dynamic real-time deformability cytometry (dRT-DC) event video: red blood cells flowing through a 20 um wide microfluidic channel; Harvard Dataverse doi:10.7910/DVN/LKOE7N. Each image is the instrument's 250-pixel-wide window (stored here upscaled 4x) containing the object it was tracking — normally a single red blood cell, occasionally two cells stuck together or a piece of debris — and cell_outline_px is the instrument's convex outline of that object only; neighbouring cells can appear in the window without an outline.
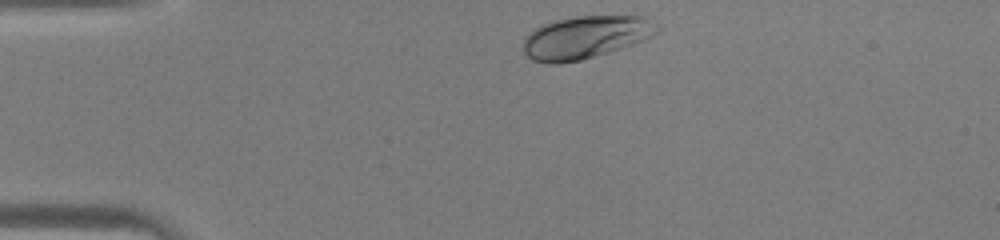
{"species": "human", "species_latin": "Homo sapiens", "temperature_condition": "warm", "stored_images_in_passage": 29, "camera_frame_rate_fps": 3000, "um_per_image_px": 0.085, "donor": {"sex": "male"}, "frame": {"image": 1, "passage_image": 1, "time_ms": 0.0, "image_size_px": [1000, 240], "cell_outline_px": [[660, 32], [644, 40], [608, 52], [580, 60], [560, 64], [548, 64], [532, 60], [524, 52], [524, 36], [532, 28], [540, 24], [552, 20], [576, 16], [644, 16], [660, 24]], "centroid_in_image_um": [49.76, 3.15], "position_along_channel_um": 35.2, "area_um2": 33.81}}
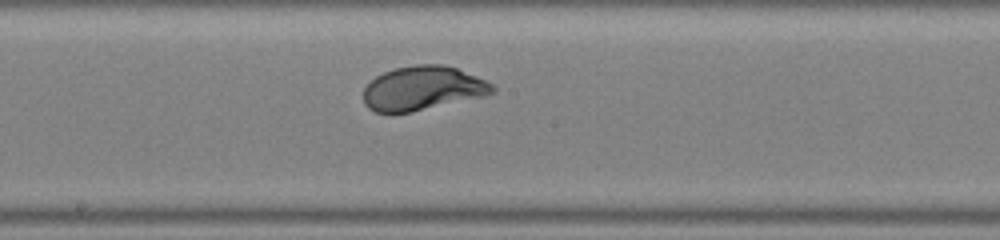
{"frame": {"image": 2, "passage_image": 16, "time_ms": 5.0, "image_size_px": [1000, 240], "cell_outline_px": [[496, 92], [484, 96], [408, 112], [376, 112], [368, 108], [364, 104], [364, 88], [376, 76], [384, 72], [396, 68], [416, 64], [440, 64], [456, 68], [476, 76], [492, 84], [496, 88]], "centroid_in_image_um": [35.93, 7.49], "position_along_channel_um": 212.3, "area_um2": 32.71}}
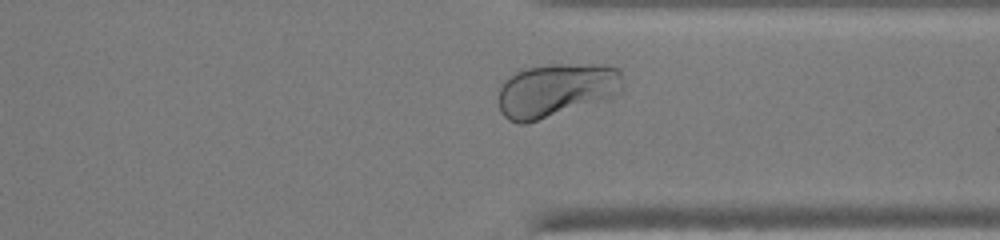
{"frame": {"image": 3, "passage_image": 26, "time_ms": 8.333, "image_size_px": [1000, 240], "cell_outline_px": [[624, 88], [616, 96], [528, 124], [516, 124], [508, 120], [500, 112], [496, 100], [500, 88], [516, 72], [528, 68], [552, 64], [588, 64], [620, 68]], "centroid_in_image_um": [47.27, 7.69], "position_along_channel_um": 364.1, "area_um2": 39.19}}